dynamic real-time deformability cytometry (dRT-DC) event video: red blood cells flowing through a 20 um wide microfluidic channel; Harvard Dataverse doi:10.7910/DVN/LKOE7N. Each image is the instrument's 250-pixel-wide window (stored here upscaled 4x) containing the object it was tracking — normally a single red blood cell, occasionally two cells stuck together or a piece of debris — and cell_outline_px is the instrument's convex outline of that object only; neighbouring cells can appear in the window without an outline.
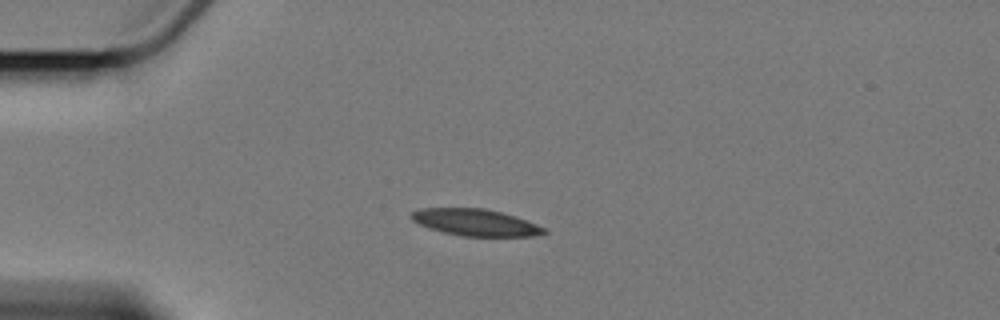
{"species": "Egyptian fruit bat (a non-hibernating species)", "species_latin": "Rousettus aegyptiacus", "temperature_condition": "cold", "stored_images_in_passage": 5, "camera_frame_rate_fps": 3000, "um_per_image_px": 0.085, "animal": {"sex": "female"}, "frame": {"image": 1, "passage_image": 4, "time_ms": 3.333, "image_size_px": [1000, 320], "cell_outline_px": [[548, 232], [532, 236], [460, 236], [428, 228], [412, 220], [408, 216], [412, 212], [420, 208], [484, 208], [500, 212], [536, 224], [544, 228]], "centroid_in_image_um": [40.35, 18.9], "position_along_channel_um": 44.7, "area_um2": 20.46}}